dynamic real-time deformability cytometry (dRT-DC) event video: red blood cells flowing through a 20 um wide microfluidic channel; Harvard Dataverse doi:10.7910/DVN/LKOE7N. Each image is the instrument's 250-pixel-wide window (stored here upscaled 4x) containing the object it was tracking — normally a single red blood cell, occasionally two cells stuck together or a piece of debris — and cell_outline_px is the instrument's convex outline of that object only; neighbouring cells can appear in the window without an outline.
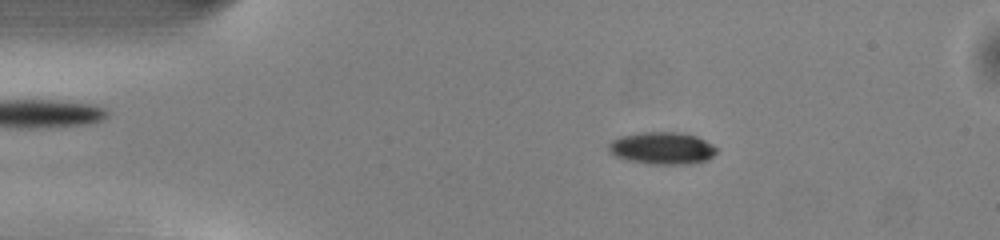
{"species": "common noctule bat (a hibernating species)", "species_latin": "Nyctalus noctula", "temperature_condition": "warm", "stored_images_in_passage": 50, "segment_of_instrument_passage": [1, 2], "camera_frame_rate_fps": 3000, "um_per_image_px": 0.085, "animal": {"sex": "male", "body_mass_g": 13.0, "forearm_length_mm": 53.1}, "frame": {"image": 1, "passage_image": 8, "time_ms": 2.333, "image_size_px": [1000, 240], "cell_outline_px": [[716, 152], [708, 160], [692, 164], [648, 164], [628, 160], [616, 156], [608, 152], [608, 144], [612, 140], [620, 136], [640, 132], [680, 132], [696, 136], [712, 144], [716, 148]], "centroid_in_image_um": [56.27, 12.6], "position_along_channel_um": 28.7, "area_um2": 20.4}}
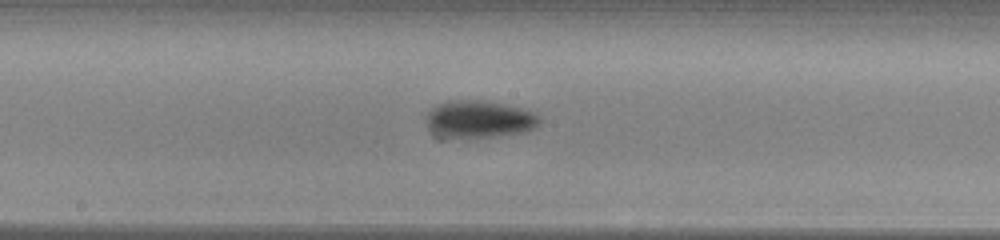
{"frame": {"image": 2, "passage_image": 25, "time_ms": 8.0, "image_size_px": [1000, 240], "cell_outline_px": [[540, 124], [524, 132], [464, 140], [440, 140], [428, 128], [424, 116], [436, 104], [452, 100], [480, 100], [520, 108], [532, 112], [540, 116]], "centroid_in_image_um": [40.61, 10.19], "position_along_channel_um": 207.6, "area_um2": 25.43}}
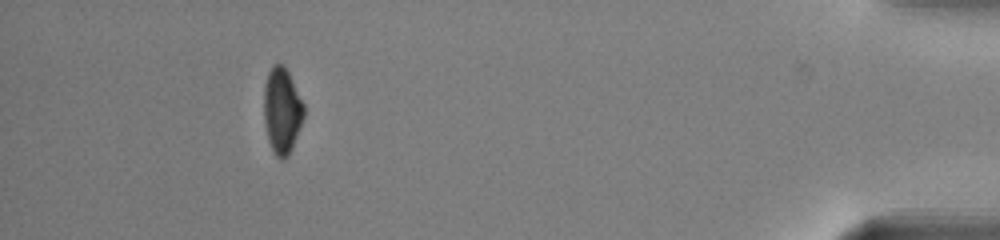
{"frame": {"image": 3, "passage_image": 45, "time_ms": 14.667, "image_size_px": [1000, 240], "cell_outline_px": [[304, 116], [292, 148], [288, 156], [284, 160], [280, 160], [276, 156], [268, 140], [264, 124], [264, 84], [268, 72], [272, 64], [284, 64], [304, 104]], "centroid_in_image_um": [23.95, 9.4], "position_along_channel_um": 411.2, "area_um2": 20.06}}